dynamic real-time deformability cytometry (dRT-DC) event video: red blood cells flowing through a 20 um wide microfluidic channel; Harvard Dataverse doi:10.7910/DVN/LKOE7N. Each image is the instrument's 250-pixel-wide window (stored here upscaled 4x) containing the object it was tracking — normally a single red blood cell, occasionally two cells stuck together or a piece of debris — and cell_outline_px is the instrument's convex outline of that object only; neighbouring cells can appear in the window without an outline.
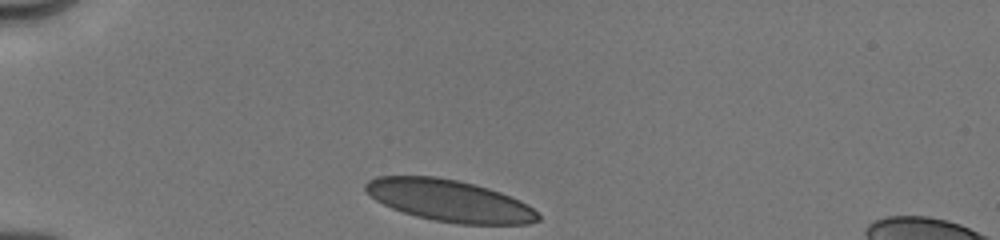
{"species": "human", "species_latin": "Homo sapiens", "temperature_condition": "cold", "stored_images_in_passage": 11, "camera_frame_rate_fps": 3000, "um_per_image_px": 0.085, "donor": {"sex": "male"}, "frame": {"image": 1, "passage_image": 1, "time_ms": 0.0, "image_size_px": [1000, 240], "cell_outline_px": [[540, 220], [528, 224], [460, 224], [432, 220], [416, 216], [392, 208], [376, 200], [364, 188], [364, 184], [368, 180], [376, 176], [436, 176], [456, 180], [488, 188], [500, 192], [520, 200], [528, 204], [540, 216]], "centroid_in_image_um": [38.21, 17.05], "position_along_channel_um": 46.8, "area_um2": 41.79}}
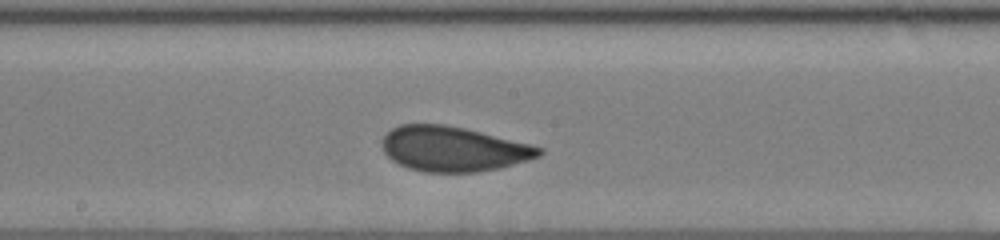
{"frame": {"image": 2, "passage_image": 7, "time_ms": 5.0, "image_size_px": [1000, 240], "cell_outline_px": [[544, 152], [540, 156], [528, 160], [500, 168], [476, 172], [424, 172], [408, 168], [392, 160], [384, 152], [380, 144], [380, 140], [392, 128], [400, 124], [444, 124], [464, 128], [544, 148]], "centroid_in_image_um": [38.49, 12.66], "position_along_channel_um": 209.7, "area_um2": 41.04}}
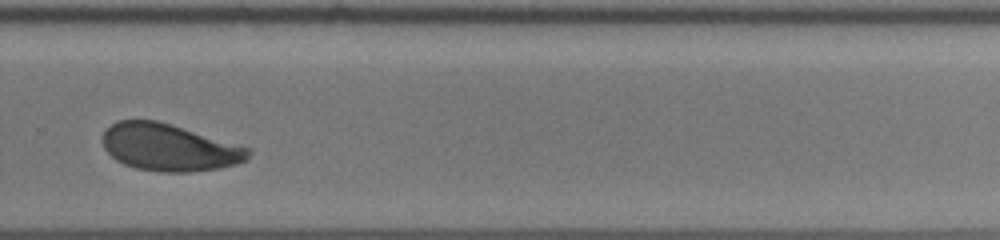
{"frame": {"image": 3, "passage_image": 10, "time_ms": 7.667, "image_size_px": [1000, 240], "cell_outline_px": [[252, 152], [248, 160], [236, 164], [220, 168], [192, 172], [160, 172], [136, 168], [124, 164], [116, 160], [104, 148], [104, 132], [116, 120], [156, 120], [172, 124], [252, 148]], "centroid_in_image_um": [14.44, 12.53], "position_along_channel_um": 315.4, "area_um2": 40.17}}